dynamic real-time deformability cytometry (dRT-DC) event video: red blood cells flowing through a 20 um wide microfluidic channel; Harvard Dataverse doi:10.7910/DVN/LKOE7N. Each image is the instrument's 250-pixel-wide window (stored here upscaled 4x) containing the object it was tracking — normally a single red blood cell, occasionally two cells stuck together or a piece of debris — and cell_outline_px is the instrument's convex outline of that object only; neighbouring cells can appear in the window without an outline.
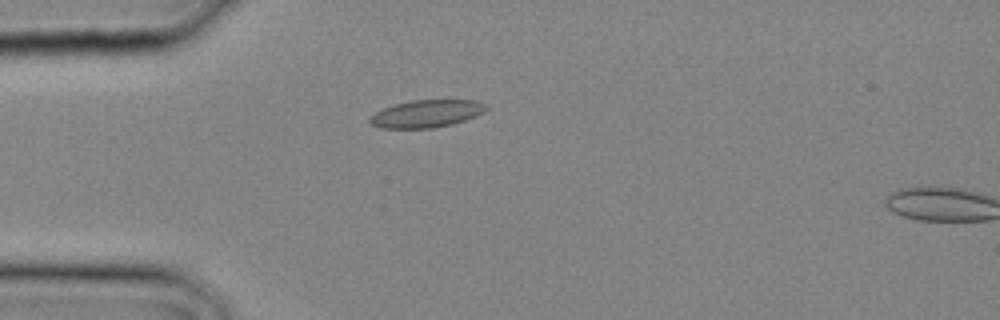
{"species": "common noctule bat (a hibernating species)", "species_latin": "Nyctalus noctula", "temperature_condition": "cold", "stored_images_in_passage": 2, "camera_frame_rate_fps": 3000, "um_per_image_px": 0.085, "animal": {"sex": "male", "body_mass_g": 20.4}, "frame": {"image": 1, "passage_image": 1, "time_ms": 0.0, "image_size_px": [1000, 320], "cell_outline_px": [[488, 108], [484, 112], [476, 116], [452, 124], [432, 128], [380, 128], [372, 124], [368, 120], [376, 112], [384, 108], [396, 104], [412, 100], [476, 100], [488, 104]], "centroid_in_image_um": [36.3, 9.66], "position_along_channel_um": 48.7, "area_um2": 18.55}}